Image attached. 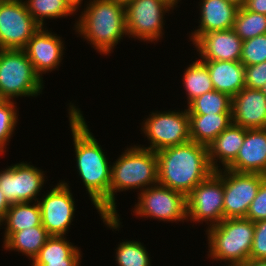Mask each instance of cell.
Here are the masks:
<instances>
[{
    "label": "cell",
    "instance_id": "1",
    "mask_svg": "<svg viewBox=\"0 0 266 266\" xmlns=\"http://www.w3.org/2000/svg\"><path fill=\"white\" fill-rule=\"evenodd\" d=\"M69 105L68 117L78 174L99 215L109 217L110 162L101 145L90 132L80 109L71 102Z\"/></svg>",
    "mask_w": 266,
    "mask_h": 266
},
{
    "label": "cell",
    "instance_id": "2",
    "mask_svg": "<svg viewBox=\"0 0 266 266\" xmlns=\"http://www.w3.org/2000/svg\"><path fill=\"white\" fill-rule=\"evenodd\" d=\"M158 158V184L184 193L186 196L212 169L207 146L188 141L156 152Z\"/></svg>",
    "mask_w": 266,
    "mask_h": 266
},
{
    "label": "cell",
    "instance_id": "3",
    "mask_svg": "<svg viewBox=\"0 0 266 266\" xmlns=\"http://www.w3.org/2000/svg\"><path fill=\"white\" fill-rule=\"evenodd\" d=\"M122 153L111 165L109 217H101L108 228L116 230L122 223L116 210L115 194L129 189H140L141 192L158 184V158L155 151L134 145Z\"/></svg>",
    "mask_w": 266,
    "mask_h": 266
},
{
    "label": "cell",
    "instance_id": "4",
    "mask_svg": "<svg viewBox=\"0 0 266 266\" xmlns=\"http://www.w3.org/2000/svg\"><path fill=\"white\" fill-rule=\"evenodd\" d=\"M74 24L76 32L101 54L109 55L127 34L125 6L108 0H90Z\"/></svg>",
    "mask_w": 266,
    "mask_h": 266
},
{
    "label": "cell",
    "instance_id": "5",
    "mask_svg": "<svg viewBox=\"0 0 266 266\" xmlns=\"http://www.w3.org/2000/svg\"><path fill=\"white\" fill-rule=\"evenodd\" d=\"M206 232L210 258L225 263H245L250 259L254 237V222L251 220L223 219L208 227Z\"/></svg>",
    "mask_w": 266,
    "mask_h": 266
},
{
    "label": "cell",
    "instance_id": "6",
    "mask_svg": "<svg viewBox=\"0 0 266 266\" xmlns=\"http://www.w3.org/2000/svg\"><path fill=\"white\" fill-rule=\"evenodd\" d=\"M43 79L35 72L24 49H0V97H36L43 90Z\"/></svg>",
    "mask_w": 266,
    "mask_h": 266
},
{
    "label": "cell",
    "instance_id": "7",
    "mask_svg": "<svg viewBox=\"0 0 266 266\" xmlns=\"http://www.w3.org/2000/svg\"><path fill=\"white\" fill-rule=\"evenodd\" d=\"M150 115L143 121L141 128L150 146L142 145V148L157 152L190 141L188 109L178 112L156 111Z\"/></svg>",
    "mask_w": 266,
    "mask_h": 266
},
{
    "label": "cell",
    "instance_id": "8",
    "mask_svg": "<svg viewBox=\"0 0 266 266\" xmlns=\"http://www.w3.org/2000/svg\"><path fill=\"white\" fill-rule=\"evenodd\" d=\"M223 170L214 171L198 184L187 196V219L191 222L205 221L209 227L224 219Z\"/></svg>",
    "mask_w": 266,
    "mask_h": 266
},
{
    "label": "cell",
    "instance_id": "9",
    "mask_svg": "<svg viewBox=\"0 0 266 266\" xmlns=\"http://www.w3.org/2000/svg\"><path fill=\"white\" fill-rule=\"evenodd\" d=\"M133 213L139 217L154 218L167 222L187 220L186 195L156 184L142 190L138 195Z\"/></svg>",
    "mask_w": 266,
    "mask_h": 266
},
{
    "label": "cell",
    "instance_id": "10",
    "mask_svg": "<svg viewBox=\"0 0 266 266\" xmlns=\"http://www.w3.org/2000/svg\"><path fill=\"white\" fill-rule=\"evenodd\" d=\"M173 8L162 0H132L125 5L126 30L139 41L157 42L164 34L165 13Z\"/></svg>",
    "mask_w": 266,
    "mask_h": 266
},
{
    "label": "cell",
    "instance_id": "11",
    "mask_svg": "<svg viewBox=\"0 0 266 266\" xmlns=\"http://www.w3.org/2000/svg\"><path fill=\"white\" fill-rule=\"evenodd\" d=\"M40 27L24 0H4L0 4V49H24Z\"/></svg>",
    "mask_w": 266,
    "mask_h": 266
},
{
    "label": "cell",
    "instance_id": "12",
    "mask_svg": "<svg viewBox=\"0 0 266 266\" xmlns=\"http://www.w3.org/2000/svg\"><path fill=\"white\" fill-rule=\"evenodd\" d=\"M223 170L224 219L246 218L249 206L266 176L258 173Z\"/></svg>",
    "mask_w": 266,
    "mask_h": 266
},
{
    "label": "cell",
    "instance_id": "13",
    "mask_svg": "<svg viewBox=\"0 0 266 266\" xmlns=\"http://www.w3.org/2000/svg\"><path fill=\"white\" fill-rule=\"evenodd\" d=\"M44 175V171L27 162L12 164L0 171V190L10 204L38 201Z\"/></svg>",
    "mask_w": 266,
    "mask_h": 266
},
{
    "label": "cell",
    "instance_id": "14",
    "mask_svg": "<svg viewBox=\"0 0 266 266\" xmlns=\"http://www.w3.org/2000/svg\"><path fill=\"white\" fill-rule=\"evenodd\" d=\"M42 226L51 235L64 236L73 221L75 201L68 183L61 181L52 190L48 191L41 201Z\"/></svg>",
    "mask_w": 266,
    "mask_h": 266
},
{
    "label": "cell",
    "instance_id": "15",
    "mask_svg": "<svg viewBox=\"0 0 266 266\" xmlns=\"http://www.w3.org/2000/svg\"><path fill=\"white\" fill-rule=\"evenodd\" d=\"M40 27L24 48L35 72L42 74L57 69L64 54V41L60 36Z\"/></svg>",
    "mask_w": 266,
    "mask_h": 266
},
{
    "label": "cell",
    "instance_id": "16",
    "mask_svg": "<svg viewBox=\"0 0 266 266\" xmlns=\"http://www.w3.org/2000/svg\"><path fill=\"white\" fill-rule=\"evenodd\" d=\"M193 45L202 61H240L243 40L232 28L202 34Z\"/></svg>",
    "mask_w": 266,
    "mask_h": 266
},
{
    "label": "cell",
    "instance_id": "17",
    "mask_svg": "<svg viewBox=\"0 0 266 266\" xmlns=\"http://www.w3.org/2000/svg\"><path fill=\"white\" fill-rule=\"evenodd\" d=\"M233 124L244 129L266 128V96L260 89L244 87L232 97Z\"/></svg>",
    "mask_w": 266,
    "mask_h": 266
},
{
    "label": "cell",
    "instance_id": "18",
    "mask_svg": "<svg viewBox=\"0 0 266 266\" xmlns=\"http://www.w3.org/2000/svg\"><path fill=\"white\" fill-rule=\"evenodd\" d=\"M226 169L266 176V128L245 129V138L236 159Z\"/></svg>",
    "mask_w": 266,
    "mask_h": 266
},
{
    "label": "cell",
    "instance_id": "19",
    "mask_svg": "<svg viewBox=\"0 0 266 266\" xmlns=\"http://www.w3.org/2000/svg\"><path fill=\"white\" fill-rule=\"evenodd\" d=\"M200 25L191 33L193 43L202 35L211 31L228 30L234 27V21L239 10L226 0H201Z\"/></svg>",
    "mask_w": 266,
    "mask_h": 266
},
{
    "label": "cell",
    "instance_id": "20",
    "mask_svg": "<svg viewBox=\"0 0 266 266\" xmlns=\"http://www.w3.org/2000/svg\"><path fill=\"white\" fill-rule=\"evenodd\" d=\"M244 138L245 129L232 123L207 145L209 162L214 171L221 169L220 162L222 169H226L236 159Z\"/></svg>",
    "mask_w": 266,
    "mask_h": 266
},
{
    "label": "cell",
    "instance_id": "21",
    "mask_svg": "<svg viewBox=\"0 0 266 266\" xmlns=\"http://www.w3.org/2000/svg\"><path fill=\"white\" fill-rule=\"evenodd\" d=\"M210 74L214 89L231 98L244 87L245 66L240 61H203Z\"/></svg>",
    "mask_w": 266,
    "mask_h": 266
},
{
    "label": "cell",
    "instance_id": "22",
    "mask_svg": "<svg viewBox=\"0 0 266 266\" xmlns=\"http://www.w3.org/2000/svg\"><path fill=\"white\" fill-rule=\"evenodd\" d=\"M232 123V113L189 115L190 140L207 146Z\"/></svg>",
    "mask_w": 266,
    "mask_h": 266
},
{
    "label": "cell",
    "instance_id": "23",
    "mask_svg": "<svg viewBox=\"0 0 266 266\" xmlns=\"http://www.w3.org/2000/svg\"><path fill=\"white\" fill-rule=\"evenodd\" d=\"M5 223V224H4ZM6 225L3 243L17 231L42 225L41 209L38 201L11 204L0 226Z\"/></svg>",
    "mask_w": 266,
    "mask_h": 266
},
{
    "label": "cell",
    "instance_id": "24",
    "mask_svg": "<svg viewBox=\"0 0 266 266\" xmlns=\"http://www.w3.org/2000/svg\"><path fill=\"white\" fill-rule=\"evenodd\" d=\"M50 236L42 225L34 226L14 232L3 243V248L22 252L33 261Z\"/></svg>",
    "mask_w": 266,
    "mask_h": 266
},
{
    "label": "cell",
    "instance_id": "25",
    "mask_svg": "<svg viewBox=\"0 0 266 266\" xmlns=\"http://www.w3.org/2000/svg\"><path fill=\"white\" fill-rule=\"evenodd\" d=\"M182 81L187 94V105L202 94L215 90L207 66L200 59L184 70Z\"/></svg>",
    "mask_w": 266,
    "mask_h": 266
},
{
    "label": "cell",
    "instance_id": "26",
    "mask_svg": "<svg viewBox=\"0 0 266 266\" xmlns=\"http://www.w3.org/2000/svg\"><path fill=\"white\" fill-rule=\"evenodd\" d=\"M24 3L27 11L41 27H44L45 18H62L77 12L67 0H26Z\"/></svg>",
    "mask_w": 266,
    "mask_h": 266
},
{
    "label": "cell",
    "instance_id": "27",
    "mask_svg": "<svg viewBox=\"0 0 266 266\" xmlns=\"http://www.w3.org/2000/svg\"><path fill=\"white\" fill-rule=\"evenodd\" d=\"M81 251L66 236H50L33 262H56L64 259H81Z\"/></svg>",
    "mask_w": 266,
    "mask_h": 266
},
{
    "label": "cell",
    "instance_id": "28",
    "mask_svg": "<svg viewBox=\"0 0 266 266\" xmlns=\"http://www.w3.org/2000/svg\"><path fill=\"white\" fill-rule=\"evenodd\" d=\"M232 98L223 92L212 90L194 99L188 106L189 115L232 113Z\"/></svg>",
    "mask_w": 266,
    "mask_h": 266
},
{
    "label": "cell",
    "instance_id": "29",
    "mask_svg": "<svg viewBox=\"0 0 266 266\" xmlns=\"http://www.w3.org/2000/svg\"><path fill=\"white\" fill-rule=\"evenodd\" d=\"M236 34L243 40L266 34V15L239 8L234 27Z\"/></svg>",
    "mask_w": 266,
    "mask_h": 266
},
{
    "label": "cell",
    "instance_id": "30",
    "mask_svg": "<svg viewBox=\"0 0 266 266\" xmlns=\"http://www.w3.org/2000/svg\"><path fill=\"white\" fill-rule=\"evenodd\" d=\"M115 255L118 266H151L150 256L139 241L120 242Z\"/></svg>",
    "mask_w": 266,
    "mask_h": 266
},
{
    "label": "cell",
    "instance_id": "31",
    "mask_svg": "<svg viewBox=\"0 0 266 266\" xmlns=\"http://www.w3.org/2000/svg\"><path fill=\"white\" fill-rule=\"evenodd\" d=\"M14 100L2 99L0 101V154H3L9 139L14 133L18 123L16 102Z\"/></svg>",
    "mask_w": 266,
    "mask_h": 266
},
{
    "label": "cell",
    "instance_id": "32",
    "mask_svg": "<svg viewBox=\"0 0 266 266\" xmlns=\"http://www.w3.org/2000/svg\"><path fill=\"white\" fill-rule=\"evenodd\" d=\"M266 61V34L243 41L240 62L244 66Z\"/></svg>",
    "mask_w": 266,
    "mask_h": 266
},
{
    "label": "cell",
    "instance_id": "33",
    "mask_svg": "<svg viewBox=\"0 0 266 266\" xmlns=\"http://www.w3.org/2000/svg\"><path fill=\"white\" fill-rule=\"evenodd\" d=\"M250 259H266V219L254 222V237Z\"/></svg>",
    "mask_w": 266,
    "mask_h": 266
},
{
    "label": "cell",
    "instance_id": "34",
    "mask_svg": "<svg viewBox=\"0 0 266 266\" xmlns=\"http://www.w3.org/2000/svg\"><path fill=\"white\" fill-rule=\"evenodd\" d=\"M246 219L252 222L266 219V177L262 180L258 193L249 206Z\"/></svg>",
    "mask_w": 266,
    "mask_h": 266
},
{
    "label": "cell",
    "instance_id": "35",
    "mask_svg": "<svg viewBox=\"0 0 266 266\" xmlns=\"http://www.w3.org/2000/svg\"><path fill=\"white\" fill-rule=\"evenodd\" d=\"M245 87L251 89H261L266 82V61L244 69Z\"/></svg>",
    "mask_w": 266,
    "mask_h": 266
},
{
    "label": "cell",
    "instance_id": "36",
    "mask_svg": "<svg viewBox=\"0 0 266 266\" xmlns=\"http://www.w3.org/2000/svg\"><path fill=\"white\" fill-rule=\"evenodd\" d=\"M244 7L249 11L266 15V0H246Z\"/></svg>",
    "mask_w": 266,
    "mask_h": 266
},
{
    "label": "cell",
    "instance_id": "37",
    "mask_svg": "<svg viewBox=\"0 0 266 266\" xmlns=\"http://www.w3.org/2000/svg\"><path fill=\"white\" fill-rule=\"evenodd\" d=\"M81 259H64L56 262H32V266H80Z\"/></svg>",
    "mask_w": 266,
    "mask_h": 266
},
{
    "label": "cell",
    "instance_id": "38",
    "mask_svg": "<svg viewBox=\"0 0 266 266\" xmlns=\"http://www.w3.org/2000/svg\"><path fill=\"white\" fill-rule=\"evenodd\" d=\"M11 204L5 198L4 193L0 190V222L5 218Z\"/></svg>",
    "mask_w": 266,
    "mask_h": 266
},
{
    "label": "cell",
    "instance_id": "39",
    "mask_svg": "<svg viewBox=\"0 0 266 266\" xmlns=\"http://www.w3.org/2000/svg\"><path fill=\"white\" fill-rule=\"evenodd\" d=\"M246 266H266V259L263 260H254L249 259L245 262Z\"/></svg>",
    "mask_w": 266,
    "mask_h": 266
},
{
    "label": "cell",
    "instance_id": "40",
    "mask_svg": "<svg viewBox=\"0 0 266 266\" xmlns=\"http://www.w3.org/2000/svg\"><path fill=\"white\" fill-rule=\"evenodd\" d=\"M226 1H229L231 4H234L239 8H242L246 3V0H226Z\"/></svg>",
    "mask_w": 266,
    "mask_h": 266
},
{
    "label": "cell",
    "instance_id": "41",
    "mask_svg": "<svg viewBox=\"0 0 266 266\" xmlns=\"http://www.w3.org/2000/svg\"><path fill=\"white\" fill-rule=\"evenodd\" d=\"M76 10H79V5H81L83 0H67Z\"/></svg>",
    "mask_w": 266,
    "mask_h": 266
},
{
    "label": "cell",
    "instance_id": "42",
    "mask_svg": "<svg viewBox=\"0 0 266 266\" xmlns=\"http://www.w3.org/2000/svg\"><path fill=\"white\" fill-rule=\"evenodd\" d=\"M162 1L168 4L173 9H174V6H176L178 2H180V0H162Z\"/></svg>",
    "mask_w": 266,
    "mask_h": 266
},
{
    "label": "cell",
    "instance_id": "43",
    "mask_svg": "<svg viewBox=\"0 0 266 266\" xmlns=\"http://www.w3.org/2000/svg\"><path fill=\"white\" fill-rule=\"evenodd\" d=\"M108 1L117 2L125 6L127 3L131 2L132 0H108Z\"/></svg>",
    "mask_w": 266,
    "mask_h": 266
},
{
    "label": "cell",
    "instance_id": "44",
    "mask_svg": "<svg viewBox=\"0 0 266 266\" xmlns=\"http://www.w3.org/2000/svg\"><path fill=\"white\" fill-rule=\"evenodd\" d=\"M226 266H246L245 263H226Z\"/></svg>",
    "mask_w": 266,
    "mask_h": 266
},
{
    "label": "cell",
    "instance_id": "45",
    "mask_svg": "<svg viewBox=\"0 0 266 266\" xmlns=\"http://www.w3.org/2000/svg\"><path fill=\"white\" fill-rule=\"evenodd\" d=\"M263 94L266 96V82L264 83V86L260 89Z\"/></svg>",
    "mask_w": 266,
    "mask_h": 266
}]
</instances>
